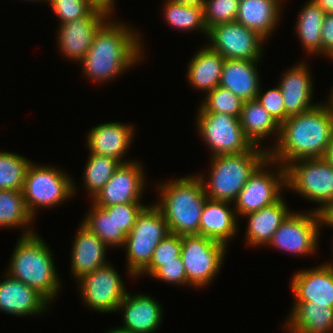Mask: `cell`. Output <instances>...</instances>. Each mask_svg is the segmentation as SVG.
Masks as SVG:
<instances>
[{"instance_id":"obj_1","label":"cell","mask_w":333,"mask_h":333,"mask_svg":"<svg viewBox=\"0 0 333 333\" xmlns=\"http://www.w3.org/2000/svg\"><path fill=\"white\" fill-rule=\"evenodd\" d=\"M140 32L111 17L99 28L87 54L79 63L86 78L107 83L127 72L143 58ZM143 47V48H142Z\"/></svg>"},{"instance_id":"obj_2","label":"cell","mask_w":333,"mask_h":333,"mask_svg":"<svg viewBox=\"0 0 333 333\" xmlns=\"http://www.w3.org/2000/svg\"><path fill=\"white\" fill-rule=\"evenodd\" d=\"M333 134V111L325 103L299 115L288 117L281 125L269 158L282 166L301 160L324 158ZM270 149V150H269Z\"/></svg>"},{"instance_id":"obj_3","label":"cell","mask_w":333,"mask_h":333,"mask_svg":"<svg viewBox=\"0 0 333 333\" xmlns=\"http://www.w3.org/2000/svg\"><path fill=\"white\" fill-rule=\"evenodd\" d=\"M157 187L160 199L154 204L166 219L170 233L199 235L200 217L208 198L199 175L175 178Z\"/></svg>"},{"instance_id":"obj_4","label":"cell","mask_w":333,"mask_h":333,"mask_svg":"<svg viewBox=\"0 0 333 333\" xmlns=\"http://www.w3.org/2000/svg\"><path fill=\"white\" fill-rule=\"evenodd\" d=\"M36 232L20 236L6 273L42 294L52 305L62 283L55 269L54 256Z\"/></svg>"},{"instance_id":"obj_5","label":"cell","mask_w":333,"mask_h":333,"mask_svg":"<svg viewBox=\"0 0 333 333\" xmlns=\"http://www.w3.org/2000/svg\"><path fill=\"white\" fill-rule=\"evenodd\" d=\"M268 158V151L256 146L241 154L211 157L208 179L198 173L207 197L233 204L250 176Z\"/></svg>"},{"instance_id":"obj_6","label":"cell","mask_w":333,"mask_h":333,"mask_svg":"<svg viewBox=\"0 0 333 333\" xmlns=\"http://www.w3.org/2000/svg\"><path fill=\"white\" fill-rule=\"evenodd\" d=\"M169 233L161 210L154 203L147 205L138 215L123 245L126 270L130 276L136 278L149 265L155 248Z\"/></svg>"},{"instance_id":"obj_7","label":"cell","mask_w":333,"mask_h":333,"mask_svg":"<svg viewBox=\"0 0 333 333\" xmlns=\"http://www.w3.org/2000/svg\"><path fill=\"white\" fill-rule=\"evenodd\" d=\"M72 178L55 166H39L32 162L26 172L22 189L28 211L35 218L37 208L61 205L76 194Z\"/></svg>"},{"instance_id":"obj_8","label":"cell","mask_w":333,"mask_h":333,"mask_svg":"<svg viewBox=\"0 0 333 333\" xmlns=\"http://www.w3.org/2000/svg\"><path fill=\"white\" fill-rule=\"evenodd\" d=\"M286 189L318 204L320 211L333 199V166L325 158L301 159L285 166Z\"/></svg>"},{"instance_id":"obj_9","label":"cell","mask_w":333,"mask_h":333,"mask_svg":"<svg viewBox=\"0 0 333 333\" xmlns=\"http://www.w3.org/2000/svg\"><path fill=\"white\" fill-rule=\"evenodd\" d=\"M227 246L201 235L182 236L181 255L188 282L195 288L207 287L221 270Z\"/></svg>"},{"instance_id":"obj_10","label":"cell","mask_w":333,"mask_h":333,"mask_svg":"<svg viewBox=\"0 0 333 333\" xmlns=\"http://www.w3.org/2000/svg\"><path fill=\"white\" fill-rule=\"evenodd\" d=\"M197 111L196 129L209 147L211 157L241 154L254 147L245 136L239 118L225 113Z\"/></svg>"},{"instance_id":"obj_11","label":"cell","mask_w":333,"mask_h":333,"mask_svg":"<svg viewBox=\"0 0 333 333\" xmlns=\"http://www.w3.org/2000/svg\"><path fill=\"white\" fill-rule=\"evenodd\" d=\"M269 166L276 168V171H270ZM285 188V167L281 164L278 166L277 162L268 158L250 176L233 202L237 217L241 216L242 218L249 213L277 202L282 197L281 193Z\"/></svg>"},{"instance_id":"obj_12","label":"cell","mask_w":333,"mask_h":333,"mask_svg":"<svg viewBox=\"0 0 333 333\" xmlns=\"http://www.w3.org/2000/svg\"><path fill=\"white\" fill-rule=\"evenodd\" d=\"M320 219L313 210L291 212L275 231L266 246L295 256H309L317 252L320 235Z\"/></svg>"},{"instance_id":"obj_13","label":"cell","mask_w":333,"mask_h":333,"mask_svg":"<svg viewBox=\"0 0 333 333\" xmlns=\"http://www.w3.org/2000/svg\"><path fill=\"white\" fill-rule=\"evenodd\" d=\"M78 281L81 300L88 308L101 313L118 311L127 291L118 271L109 263L83 274Z\"/></svg>"},{"instance_id":"obj_14","label":"cell","mask_w":333,"mask_h":333,"mask_svg":"<svg viewBox=\"0 0 333 333\" xmlns=\"http://www.w3.org/2000/svg\"><path fill=\"white\" fill-rule=\"evenodd\" d=\"M207 39L208 46L225 59L261 60L263 56L265 39L237 21L211 27Z\"/></svg>"},{"instance_id":"obj_15","label":"cell","mask_w":333,"mask_h":333,"mask_svg":"<svg viewBox=\"0 0 333 333\" xmlns=\"http://www.w3.org/2000/svg\"><path fill=\"white\" fill-rule=\"evenodd\" d=\"M112 16L108 10L96 6L83 18L59 24L56 39L60 53L67 59L81 62L99 28Z\"/></svg>"},{"instance_id":"obj_16","label":"cell","mask_w":333,"mask_h":333,"mask_svg":"<svg viewBox=\"0 0 333 333\" xmlns=\"http://www.w3.org/2000/svg\"><path fill=\"white\" fill-rule=\"evenodd\" d=\"M143 165L138 161L120 164L110 180L91 200L99 207L118 204L142 203L146 186V174Z\"/></svg>"},{"instance_id":"obj_17","label":"cell","mask_w":333,"mask_h":333,"mask_svg":"<svg viewBox=\"0 0 333 333\" xmlns=\"http://www.w3.org/2000/svg\"><path fill=\"white\" fill-rule=\"evenodd\" d=\"M290 289L295 302H312L315 305L333 307V265L326 262L295 272Z\"/></svg>"},{"instance_id":"obj_18","label":"cell","mask_w":333,"mask_h":333,"mask_svg":"<svg viewBox=\"0 0 333 333\" xmlns=\"http://www.w3.org/2000/svg\"><path fill=\"white\" fill-rule=\"evenodd\" d=\"M118 311H123L124 322L119 328L132 333H154L163 322L161 304L147 294L131 295L127 292Z\"/></svg>"},{"instance_id":"obj_19","label":"cell","mask_w":333,"mask_h":333,"mask_svg":"<svg viewBox=\"0 0 333 333\" xmlns=\"http://www.w3.org/2000/svg\"><path fill=\"white\" fill-rule=\"evenodd\" d=\"M312 80L310 68L306 62H299L283 72L278 86L283 94L286 119L318 105L311 102L314 91Z\"/></svg>"},{"instance_id":"obj_20","label":"cell","mask_w":333,"mask_h":333,"mask_svg":"<svg viewBox=\"0 0 333 333\" xmlns=\"http://www.w3.org/2000/svg\"><path fill=\"white\" fill-rule=\"evenodd\" d=\"M0 281V311L14 316L39 315L50 302L38 291L6 273Z\"/></svg>"},{"instance_id":"obj_21","label":"cell","mask_w":333,"mask_h":333,"mask_svg":"<svg viewBox=\"0 0 333 333\" xmlns=\"http://www.w3.org/2000/svg\"><path fill=\"white\" fill-rule=\"evenodd\" d=\"M134 125L120 122L101 123L90 129L87 136L88 151L93 154L117 159L121 164L129 162L123 159L133 136Z\"/></svg>"},{"instance_id":"obj_22","label":"cell","mask_w":333,"mask_h":333,"mask_svg":"<svg viewBox=\"0 0 333 333\" xmlns=\"http://www.w3.org/2000/svg\"><path fill=\"white\" fill-rule=\"evenodd\" d=\"M230 203L207 198L200 217L199 235L228 246L236 236L239 219L235 209L229 207Z\"/></svg>"},{"instance_id":"obj_23","label":"cell","mask_w":333,"mask_h":333,"mask_svg":"<svg viewBox=\"0 0 333 333\" xmlns=\"http://www.w3.org/2000/svg\"><path fill=\"white\" fill-rule=\"evenodd\" d=\"M80 224L71 250V274L75 280L108 263L105 257L108 247L82 222Z\"/></svg>"},{"instance_id":"obj_24","label":"cell","mask_w":333,"mask_h":333,"mask_svg":"<svg viewBox=\"0 0 333 333\" xmlns=\"http://www.w3.org/2000/svg\"><path fill=\"white\" fill-rule=\"evenodd\" d=\"M259 61L225 59L219 86L230 90L244 102L256 99L261 87L257 69Z\"/></svg>"},{"instance_id":"obj_25","label":"cell","mask_w":333,"mask_h":333,"mask_svg":"<svg viewBox=\"0 0 333 333\" xmlns=\"http://www.w3.org/2000/svg\"><path fill=\"white\" fill-rule=\"evenodd\" d=\"M282 1L285 0H239L236 21L266 40L282 18Z\"/></svg>"},{"instance_id":"obj_26","label":"cell","mask_w":333,"mask_h":333,"mask_svg":"<svg viewBox=\"0 0 333 333\" xmlns=\"http://www.w3.org/2000/svg\"><path fill=\"white\" fill-rule=\"evenodd\" d=\"M287 205L285 199L281 197L277 202L243 216L248 220L245 231L247 245L266 247L275 231L292 212Z\"/></svg>"},{"instance_id":"obj_27","label":"cell","mask_w":333,"mask_h":333,"mask_svg":"<svg viewBox=\"0 0 333 333\" xmlns=\"http://www.w3.org/2000/svg\"><path fill=\"white\" fill-rule=\"evenodd\" d=\"M284 329L289 333H332L333 307L294 302Z\"/></svg>"},{"instance_id":"obj_28","label":"cell","mask_w":333,"mask_h":333,"mask_svg":"<svg viewBox=\"0 0 333 333\" xmlns=\"http://www.w3.org/2000/svg\"><path fill=\"white\" fill-rule=\"evenodd\" d=\"M225 58L207 47L199 49L188 64L187 79L193 88L209 92L219 86Z\"/></svg>"},{"instance_id":"obj_29","label":"cell","mask_w":333,"mask_h":333,"mask_svg":"<svg viewBox=\"0 0 333 333\" xmlns=\"http://www.w3.org/2000/svg\"><path fill=\"white\" fill-rule=\"evenodd\" d=\"M239 122L245 136L253 146L262 148L261 141L271 135L277 136V140L279 138L280 125L257 99L243 103Z\"/></svg>"},{"instance_id":"obj_30","label":"cell","mask_w":333,"mask_h":333,"mask_svg":"<svg viewBox=\"0 0 333 333\" xmlns=\"http://www.w3.org/2000/svg\"><path fill=\"white\" fill-rule=\"evenodd\" d=\"M295 30L308 55H322V24L325 12L313 1L309 0L300 9Z\"/></svg>"},{"instance_id":"obj_31","label":"cell","mask_w":333,"mask_h":333,"mask_svg":"<svg viewBox=\"0 0 333 333\" xmlns=\"http://www.w3.org/2000/svg\"><path fill=\"white\" fill-rule=\"evenodd\" d=\"M92 207L82 220V223L96 234L109 248L123 247L126 234L115 221V205L99 207L93 202Z\"/></svg>"},{"instance_id":"obj_32","label":"cell","mask_w":333,"mask_h":333,"mask_svg":"<svg viewBox=\"0 0 333 333\" xmlns=\"http://www.w3.org/2000/svg\"><path fill=\"white\" fill-rule=\"evenodd\" d=\"M34 219L27 209L22 191L0 190L1 228L22 227V236L29 235L35 233L31 227Z\"/></svg>"},{"instance_id":"obj_33","label":"cell","mask_w":333,"mask_h":333,"mask_svg":"<svg viewBox=\"0 0 333 333\" xmlns=\"http://www.w3.org/2000/svg\"><path fill=\"white\" fill-rule=\"evenodd\" d=\"M163 10L165 20L172 28L179 31H201L207 38L208 29L204 21L203 6L184 5L166 0Z\"/></svg>"},{"instance_id":"obj_34","label":"cell","mask_w":333,"mask_h":333,"mask_svg":"<svg viewBox=\"0 0 333 333\" xmlns=\"http://www.w3.org/2000/svg\"><path fill=\"white\" fill-rule=\"evenodd\" d=\"M88 157L83 174V183L92 200L110 180L121 163L117 159L93 153H90Z\"/></svg>"},{"instance_id":"obj_35","label":"cell","mask_w":333,"mask_h":333,"mask_svg":"<svg viewBox=\"0 0 333 333\" xmlns=\"http://www.w3.org/2000/svg\"><path fill=\"white\" fill-rule=\"evenodd\" d=\"M31 160L23 155L0 152V190L22 191Z\"/></svg>"},{"instance_id":"obj_36","label":"cell","mask_w":333,"mask_h":333,"mask_svg":"<svg viewBox=\"0 0 333 333\" xmlns=\"http://www.w3.org/2000/svg\"><path fill=\"white\" fill-rule=\"evenodd\" d=\"M244 101L221 86L206 93L198 108L200 112L225 113L239 118Z\"/></svg>"},{"instance_id":"obj_37","label":"cell","mask_w":333,"mask_h":333,"mask_svg":"<svg viewBox=\"0 0 333 333\" xmlns=\"http://www.w3.org/2000/svg\"><path fill=\"white\" fill-rule=\"evenodd\" d=\"M182 236L169 233L153 252L149 265L137 276H152L164 263L176 262L180 258Z\"/></svg>"},{"instance_id":"obj_38","label":"cell","mask_w":333,"mask_h":333,"mask_svg":"<svg viewBox=\"0 0 333 333\" xmlns=\"http://www.w3.org/2000/svg\"><path fill=\"white\" fill-rule=\"evenodd\" d=\"M239 0H205L203 5L204 21L207 29L236 21Z\"/></svg>"},{"instance_id":"obj_39","label":"cell","mask_w":333,"mask_h":333,"mask_svg":"<svg viewBox=\"0 0 333 333\" xmlns=\"http://www.w3.org/2000/svg\"><path fill=\"white\" fill-rule=\"evenodd\" d=\"M49 4L60 24L83 18L96 7L91 0H49Z\"/></svg>"},{"instance_id":"obj_40","label":"cell","mask_w":333,"mask_h":333,"mask_svg":"<svg viewBox=\"0 0 333 333\" xmlns=\"http://www.w3.org/2000/svg\"><path fill=\"white\" fill-rule=\"evenodd\" d=\"M260 90L261 89L258 91L256 99L268 111L274 120L281 125L286 120V111L280 87L277 85L263 94V91Z\"/></svg>"},{"instance_id":"obj_41","label":"cell","mask_w":333,"mask_h":333,"mask_svg":"<svg viewBox=\"0 0 333 333\" xmlns=\"http://www.w3.org/2000/svg\"><path fill=\"white\" fill-rule=\"evenodd\" d=\"M151 277L171 285H187L193 287L187 279L182 258L176 259V262L164 263Z\"/></svg>"},{"instance_id":"obj_42","label":"cell","mask_w":333,"mask_h":333,"mask_svg":"<svg viewBox=\"0 0 333 333\" xmlns=\"http://www.w3.org/2000/svg\"><path fill=\"white\" fill-rule=\"evenodd\" d=\"M143 203H128L115 205V221L127 235L135 225L136 219L146 207Z\"/></svg>"},{"instance_id":"obj_43","label":"cell","mask_w":333,"mask_h":333,"mask_svg":"<svg viewBox=\"0 0 333 333\" xmlns=\"http://www.w3.org/2000/svg\"><path fill=\"white\" fill-rule=\"evenodd\" d=\"M321 41L323 56L333 60V13L324 15Z\"/></svg>"},{"instance_id":"obj_44","label":"cell","mask_w":333,"mask_h":333,"mask_svg":"<svg viewBox=\"0 0 333 333\" xmlns=\"http://www.w3.org/2000/svg\"><path fill=\"white\" fill-rule=\"evenodd\" d=\"M318 215L320 219V228L323 226L333 228V199L318 211Z\"/></svg>"},{"instance_id":"obj_45","label":"cell","mask_w":333,"mask_h":333,"mask_svg":"<svg viewBox=\"0 0 333 333\" xmlns=\"http://www.w3.org/2000/svg\"><path fill=\"white\" fill-rule=\"evenodd\" d=\"M96 6L102 7L109 12H114V2L115 0H91Z\"/></svg>"},{"instance_id":"obj_46","label":"cell","mask_w":333,"mask_h":333,"mask_svg":"<svg viewBox=\"0 0 333 333\" xmlns=\"http://www.w3.org/2000/svg\"><path fill=\"white\" fill-rule=\"evenodd\" d=\"M325 14L333 13V0H313Z\"/></svg>"},{"instance_id":"obj_47","label":"cell","mask_w":333,"mask_h":333,"mask_svg":"<svg viewBox=\"0 0 333 333\" xmlns=\"http://www.w3.org/2000/svg\"><path fill=\"white\" fill-rule=\"evenodd\" d=\"M324 158L333 166V134Z\"/></svg>"},{"instance_id":"obj_48","label":"cell","mask_w":333,"mask_h":333,"mask_svg":"<svg viewBox=\"0 0 333 333\" xmlns=\"http://www.w3.org/2000/svg\"><path fill=\"white\" fill-rule=\"evenodd\" d=\"M172 1L191 6H203L205 2V0H172Z\"/></svg>"},{"instance_id":"obj_49","label":"cell","mask_w":333,"mask_h":333,"mask_svg":"<svg viewBox=\"0 0 333 333\" xmlns=\"http://www.w3.org/2000/svg\"><path fill=\"white\" fill-rule=\"evenodd\" d=\"M331 93H330V95H328V96H330L329 98V100L328 101H326V102H324L327 106H329V108L333 111V86H332V89H331V91H330Z\"/></svg>"},{"instance_id":"obj_50","label":"cell","mask_w":333,"mask_h":333,"mask_svg":"<svg viewBox=\"0 0 333 333\" xmlns=\"http://www.w3.org/2000/svg\"><path fill=\"white\" fill-rule=\"evenodd\" d=\"M106 333H132V332H128L125 330L120 329L119 327H116L114 329H110L108 332Z\"/></svg>"},{"instance_id":"obj_51","label":"cell","mask_w":333,"mask_h":333,"mask_svg":"<svg viewBox=\"0 0 333 333\" xmlns=\"http://www.w3.org/2000/svg\"><path fill=\"white\" fill-rule=\"evenodd\" d=\"M26 1H28V0H26ZM29 1H42V2H47V3H49V0H29Z\"/></svg>"}]
</instances>
